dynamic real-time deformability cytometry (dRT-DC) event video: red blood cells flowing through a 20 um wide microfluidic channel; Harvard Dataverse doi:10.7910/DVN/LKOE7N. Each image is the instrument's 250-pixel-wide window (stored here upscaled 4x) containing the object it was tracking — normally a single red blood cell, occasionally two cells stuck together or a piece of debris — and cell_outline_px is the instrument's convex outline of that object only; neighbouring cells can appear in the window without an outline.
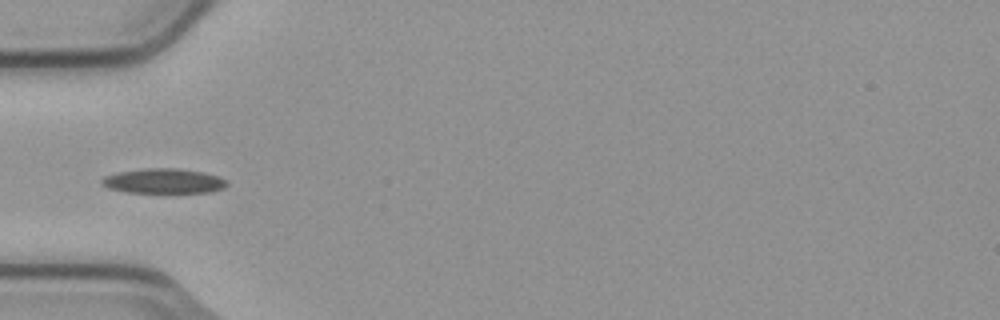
{"species": "common noctule bat (a hibernating species)", "species_latin": "Nyctalus noctula", "temperature_condition": "cold", "stored_images_in_passage": 6, "camera_frame_rate_fps": 3000, "um_per_image_px": 0.085, "animal": {"sex": "male", "body_mass_g": 23.1, "forearm_length_mm": 52.7}, "frame": {"image": 1, "passage_image": 6, "time_ms": 1.667, "image_size_px": [1000, 320], "cell_outline_px": [[228, 184], [224, 188], [212, 192], [128, 192], [108, 188], [100, 184], [100, 180], [104, 176], [116, 172], [144, 168], [180, 168], [204, 172], [220, 176], [228, 180]], "centroid_in_image_um": [13.93, 15.37], "position_along_channel_um": 71.1, "area_um2": 18.38}}